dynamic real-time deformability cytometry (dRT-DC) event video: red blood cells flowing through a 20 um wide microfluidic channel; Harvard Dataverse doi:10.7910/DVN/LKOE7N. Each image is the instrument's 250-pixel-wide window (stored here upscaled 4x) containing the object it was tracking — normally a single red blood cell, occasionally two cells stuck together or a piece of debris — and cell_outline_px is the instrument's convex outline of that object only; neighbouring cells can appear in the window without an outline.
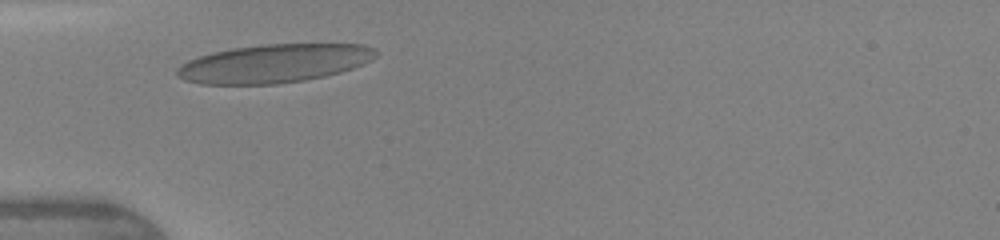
{"species": "human", "species_latin": "Homo sapiens", "temperature_condition": "warm", "stored_images_in_passage": 25, "camera_frame_rate_fps": 3000, "um_per_image_px": 0.085, "donor": {"sex": "female"}, "frame": {"image": 1, "passage_image": 1, "time_ms": 0.0, "image_size_px": [1000, 240], "cell_outline_px": [[376, 56], [372, 60], [364, 64], [340, 72], [324, 76], [304, 80], [276, 84], [200, 84], [184, 80], [176, 76], [176, 68], [180, 64], [188, 60], [212, 52], [232, 48], [260, 44], [364, 44], [376, 48]], "centroid_in_image_um": [23.28, 5.39], "position_along_channel_um": 61.7, "area_um2": 44.8}}
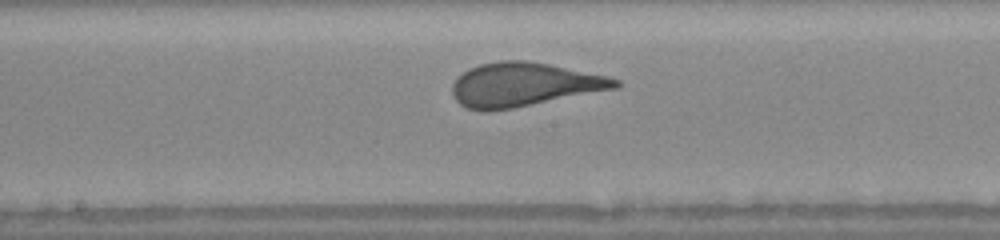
{"frame": {"image": 2, "passage_image": 11, "time_ms": 3.333, "image_size_px": [1000, 240], "cell_outline_px": [[624, 84], [620, 88], [512, 108], [488, 112], [480, 112], [468, 108], [460, 104], [452, 96], [452, 84], [468, 68], [480, 64], [500, 60], [524, 60], [548, 64], [608, 76], [620, 80]], "centroid_in_image_um": [44.55, 7.2], "position_along_channel_um": 203.6, "area_um2": 41.85}}
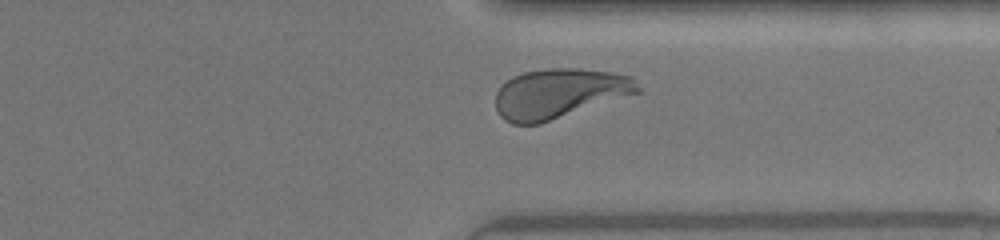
{"frame": {"image": 3, "passage_image": 22, "time_ms": 7.0, "image_size_px": [1000, 240], "cell_outline_px": [[640, 92], [540, 124], [512, 124], [504, 120], [500, 116], [496, 108], [496, 92], [512, 76], [524, 72], [544, 68], [580, 68], [612, 72], [632, 76], [640, 88]], "centroid_in_image_um": [47.53, 7.94], "position_along_channel_um": 363.9, "area_um2": 41.27}, "authors_computed_cell_mechanics": {"area_um2": 41.3848, "velocity_mm_per_s": 4.37, "shape_relaxation_time_tau1_ms": 3.3496, "shape_relaxation_time_tau2_ms": null, "deformation_change_tau1": 0.1888, "deformation_change_tau2": null}}